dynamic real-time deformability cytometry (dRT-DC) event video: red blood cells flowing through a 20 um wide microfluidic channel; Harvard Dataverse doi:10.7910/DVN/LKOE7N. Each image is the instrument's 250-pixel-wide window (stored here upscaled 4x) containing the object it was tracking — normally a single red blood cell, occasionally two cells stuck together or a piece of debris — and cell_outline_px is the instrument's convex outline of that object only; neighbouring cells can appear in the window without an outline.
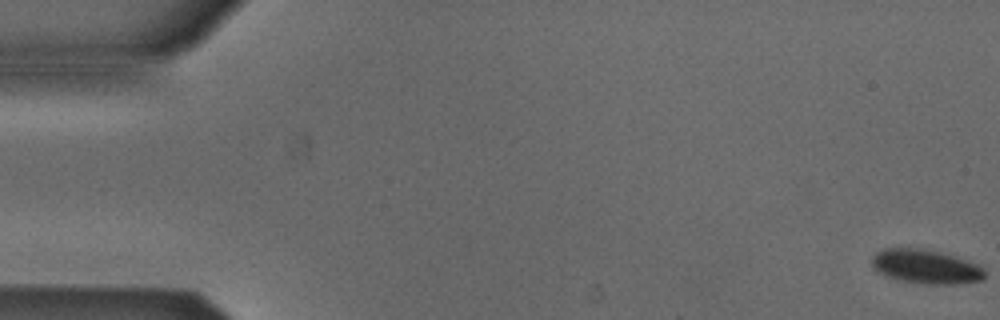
{"species": "Egyptian fruit bat (a non-hibernating species)", "species_latin": "Rousettus aegyptiacus", "temperature_condition": "cold", "stored_images_in_passage": 54, "camera_frame_rate_fps": 3000, "um_per_image_px": 0.085, "animal": {"sex": "male"}, "frame": {"image": 1, "passage_image": 1, "time_ms": 0.0, "image_size_px": [1000, 320], "cell_outline_px": [[984, 280], [960, 284], [924, 284], [900, 280], [876, 272], [872, 268], [872, 256], [876, 252], [884, 248], [916, 248], [940, 252], [976, 264], [984, 268]], "centroid_in_image_um": [78.66, 22.67], "position_along_channel_um": 6.3, "area_um2": 22.37}}
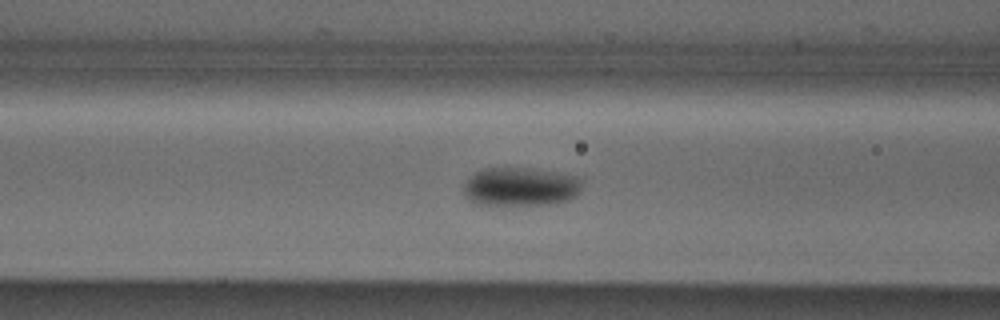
{"frame": {"image": 2, "passage_image": 22, "time_ms": 7.0, "image_size_px": [1000, 320], "cell_outline_px": [[584, 180], [580, 192], [576, 196], [568, 200], [552, 204], [476, 204], [468, 200], [464, 196], [460, 188], [476, 172], [484, 168], [524, 168], [556, 172], [576, 176]], "centroid_in_image_um": [44.25, 15.87], "position_along_channel_um": 122.4, "area_um2": 26.82}}
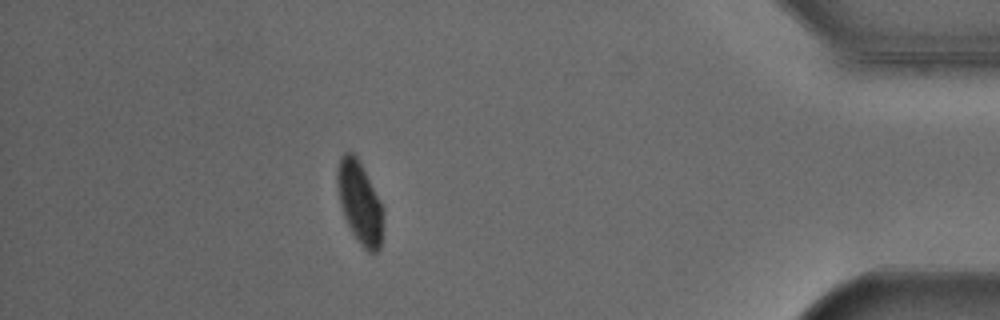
{"frame": {"image": 3, "passage_image": 48, "time_ms": 15.667, "image_size_px": [1000, 320], "cell_outline_px": [[384, 212], [380, 248], [376, 252], [368, 252], [356, 240], [344, 216], [340, 204], [336, 184], [336, 168], [340, 156], [344, 152], [352, 152], [356, 156], [380, 200], [384, 208]], "centroid_in_image_um": [30.56, 17.21], "position_along_channel_um": 404.6, "area_um2": 22.08}, "authors_computed_cell_mechanics": {"area_um2": 24.1315, "velocity_mm_per_s": 3.8289, "shape_relaxation_time_tau1_ms": 1.6692, "shape_relaxation_time_tau2_ms": null, "deformation_change_tau1": 0.0675, "deformation_change_tau2": null}}